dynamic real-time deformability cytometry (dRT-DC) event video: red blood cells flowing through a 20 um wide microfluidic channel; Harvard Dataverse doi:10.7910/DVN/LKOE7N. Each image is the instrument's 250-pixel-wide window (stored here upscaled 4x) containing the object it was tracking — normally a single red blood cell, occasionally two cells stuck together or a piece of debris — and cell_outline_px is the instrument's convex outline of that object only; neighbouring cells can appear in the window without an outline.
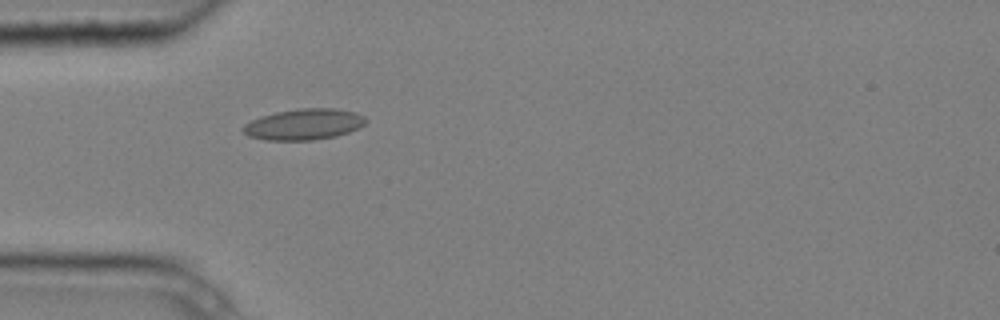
{"species": "common noctule bat (a hibernating species)", "species_latin": "Nyctalus noctula", "temperature_condition": "cold", "stored_images_in_passage": 3, "camera_frame_rate_fps": 3000, "um_per_image_px": 0.085, "animal": {"sex": "male", "body_mass_g": 20.4}, "frame": {"image": 1, "passage_image": 3, "time_ms": 0.667, "image_size_px": [1000, 320], "cell_outline_px": [[368, 120], [364, 124], [348, 132], [336, 136], [312, 140], [264, 140], [248, 136], [240, 128], [244, 124], [260, 116], [276, 112], [300, 108], [336, 108], [356, 112], [364, 116]], "centroid_in_image_um": [25.81, 10.56], "position_along_channel_um": 59.2, "area_um2": 22.25}}